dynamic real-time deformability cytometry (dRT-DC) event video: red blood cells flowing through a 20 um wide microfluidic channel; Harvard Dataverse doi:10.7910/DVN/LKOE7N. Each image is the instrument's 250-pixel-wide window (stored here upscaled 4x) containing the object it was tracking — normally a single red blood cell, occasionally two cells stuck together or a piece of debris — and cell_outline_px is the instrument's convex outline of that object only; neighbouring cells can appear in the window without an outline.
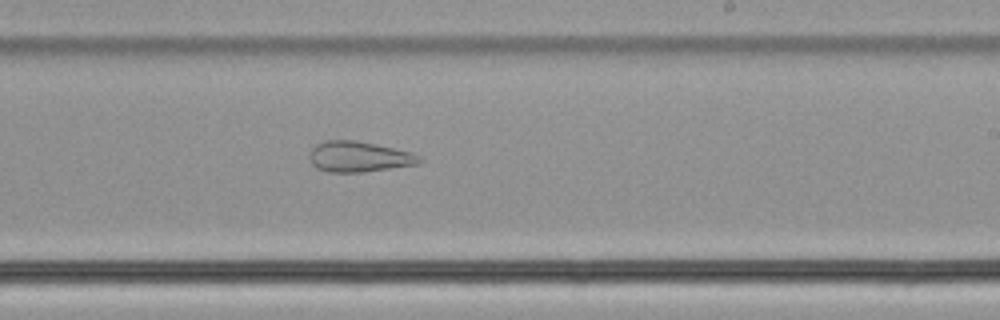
{"species": "common noctule bat (a hibernating species)", "species_latin": "Nyctalus noctula", "temperature_condition": "cold", "stored_images_in_passage": 45, "camera_frame_rate_fps": 3000, "um_per_image_px": 0.085, "animal": {"sex": "male", "body_mass_g": 21.5, "forearm_length_mm": 52.0}, "frame": {"image": 1, "passage_image": 30, "time_ms": 9.667, "image_size_px": [1000, 320], "cell_outline_px": [[424, 160], [416, 164], [364, 172], [328, 172], [316, 168], [312, 164], [308, 156], [312, 148], [316, 144], [324, 140], [356, 140], [376, 144], [412, 152], [420, 156]], "centroid_in_image_um": [30.48, 13.31], "position_along_channel_um": 258.5, "area_um2": 19.71}}
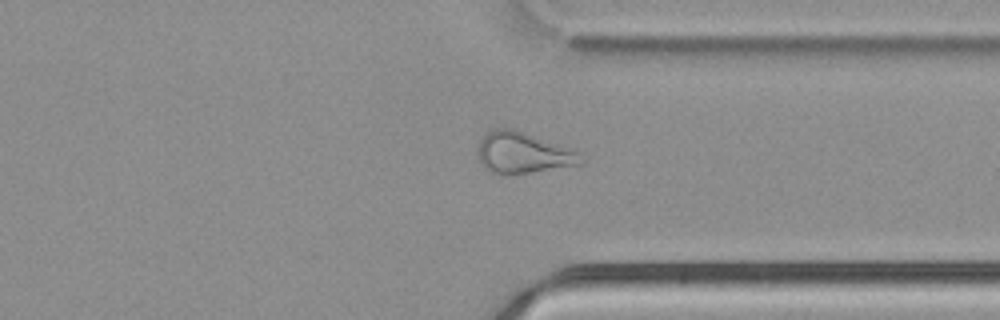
{"frame": {"image": 2, "passage_image": 38, "time_ms": 12.333, "image_size_px": [1000, 320], "cell_outline_px": [[584, 164], [528, 172], [492, 172], [484, 168], [480, 160], [480, 140], [492, 128], [512, 128], [572, 148], [584, 160]], "centroid_in_image_um": [44.5, 12.95], "position_along_channel_um": 366.9, "area_um2": 23.99}}
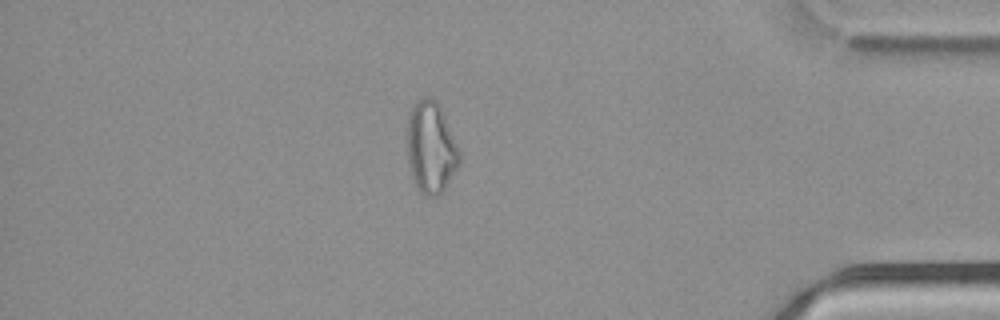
{"frame": {"image": 3, "passage_image": 43, "time_ms": 14.0, "image_size_px": [1000, 320], "cell_outline_px": [[460, 164], [444, 188], [436, 196], [428, 196], [420, 192], [412, 176], [408, 164], [408, 112], [416, 100], [424, 96], [432, 96], [440, 104], [460, 152]], "centroid_in_image_um": [36.63, 12.48], "position_along_channel_um": 398.6, "area_um2": 27.92}}